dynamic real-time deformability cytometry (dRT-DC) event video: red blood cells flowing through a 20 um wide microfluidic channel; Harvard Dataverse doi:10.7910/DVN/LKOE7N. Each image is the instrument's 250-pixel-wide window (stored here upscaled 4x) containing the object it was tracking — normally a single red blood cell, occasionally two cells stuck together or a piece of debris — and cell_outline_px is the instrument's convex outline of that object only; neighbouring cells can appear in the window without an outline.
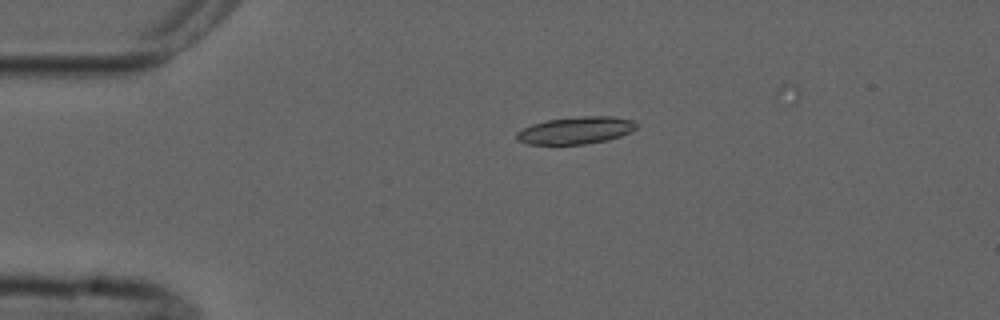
{"species": "common noctule bat (a hibernating species)", "species_latin": "Nyctalus noctula", "temperature_condition": "cold", "stored_images_in_passage": 5, "camera_frame_rate_fps": 3000, "um_per_image_px": 0.085, "animal": {"sex": "male", "forearm_length_mm": 52.5}, "frame": {"image": 1, "passage_image": 3, "time_ms": 3.667, "image_size_px": [1000, 320], "cell_outline_px": [[640, 124], [636, 128], [620, 136], [608, 140], [584, 144], [528, 144], [516, 140], [516, 132], [532, 124], [544, 120], [580, 116], [612, 116], [632, 120]], "centroid_in_image_um": [48.94, 11.07], "position_along_channel_um": 36.1, "area_um2": 19.07}}